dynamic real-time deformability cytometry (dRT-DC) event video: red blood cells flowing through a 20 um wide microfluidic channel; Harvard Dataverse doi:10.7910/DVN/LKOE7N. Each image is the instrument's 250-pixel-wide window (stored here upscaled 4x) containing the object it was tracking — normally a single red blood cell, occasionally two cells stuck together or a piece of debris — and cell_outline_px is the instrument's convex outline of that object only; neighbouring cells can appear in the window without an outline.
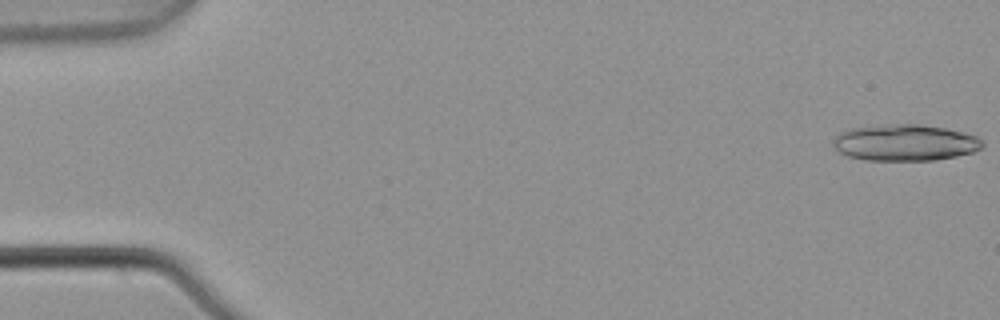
{"species": "common noctule bat (a hibernating species)", "species_latin": "Nyctalus noctula", "temperature_condition": "warm", "stored_images_in_passage": 5, "camera_frame_rate_fps": 3000, "um_per_image_px": 0.085, "animal": {"sex": "male", "body_mass_g": 21.5, "forearm_length_mm": 52.0}, "frame": {"image": 1, "passage_image": 1, "time_ms": 0.0, "image_size_px": [1000, 320], "cell_outline_px": [[984, 144], [980, 148], [972, 152], [956, 156], [936, 160], [864, 160], [848, 156], [832, 148], [832, 144], [836, 136], [840, 132], [848, 128], [896, 124], [920, 124], [948, 128], [964, 132], [976, 136], [984, 140]], "centroid_in_image_um": [76.93, 12.12], "position_along_channel_um": 8.1, "area_um2": 31.85}}
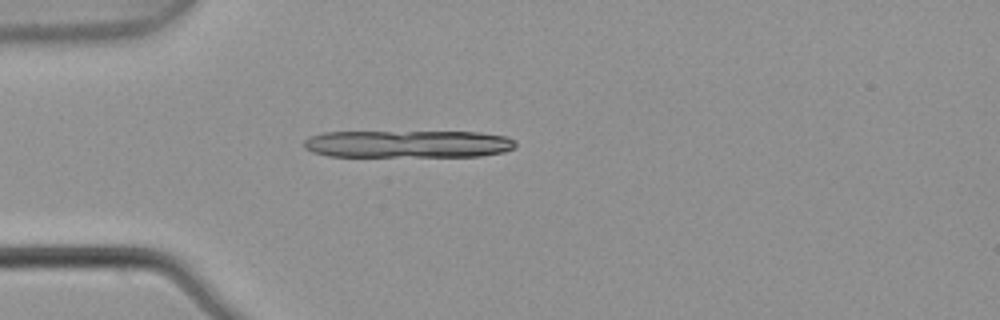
{"frame": {"image": 2, "passage_image": 5, "time_ms": 1.333, "image_size_px": [1000, 320], "cell_outline_px": [[516, 144], [512, 148], [504, 152], [480, 156], [328, 156], [312, 152], [304, 148], [304, 140], [308, 136], [324, 132], [480, 132], [508, 136], [516, 140]], "centroid_in_image_um": [34.68, 12.23], "position_along_channel_um": 50.3, "area_um2": 34.04}}